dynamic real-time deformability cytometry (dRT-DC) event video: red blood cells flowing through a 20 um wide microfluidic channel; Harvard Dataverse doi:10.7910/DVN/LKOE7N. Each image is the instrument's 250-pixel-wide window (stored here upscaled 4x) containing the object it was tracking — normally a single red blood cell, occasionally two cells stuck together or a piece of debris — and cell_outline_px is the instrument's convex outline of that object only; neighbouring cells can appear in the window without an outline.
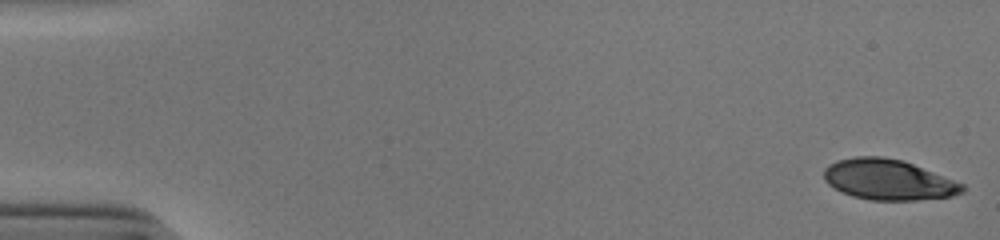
{"species": "human", "species_latin": "Homo sapiens", "temperature_condition": "cold", "stored_images_in_passage": 52, "camera_frame_rate_fps": 3000, "um_per_image_px": 0.085, "donor": {"sex": "male"}, "frame": {"image": 1, "passage_image": 1, "time_ms": 0.0, "image_size_px": [1000, 240], "cell_outline_px": [[964, 192], [952, 196], [916, 200], [872, 200], [852, 196], [840, 192], [828, 184], [824, 180], [824, 168], [828, 164], [836, 160], [856, 156], [884, 156], [904, 160], [964, 184]], "centroid_in_image_um": [75.48, 15.26], "position_along_channel_um": 9.5, "area_um2": 32.95}}
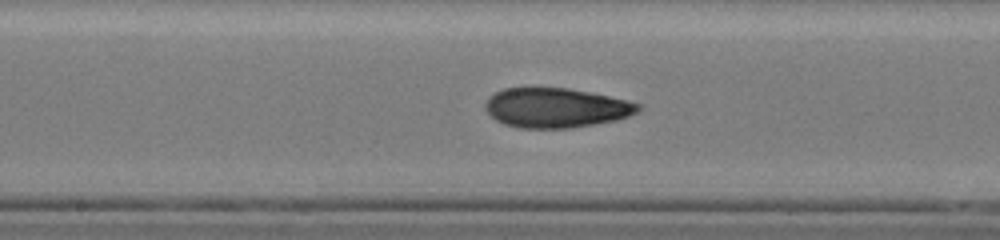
{"frame": {"image": 2, "passage_image": 28, "time_ms": 9.0, "image_size_px": [1000, 240], "cell_outline_px": [[640, 112], [616, 120], [596, 124], [572, 128], [520, 128], [504, 124], [496, 120], [484, 108], [484, 104], [488, 96], [504, 88], [568, 88], [628, 100], [640, 104]], "centroid_in_image_um": [47.25, 9.17], "position_along_channel_um": 200.9, "area_um2": 35.37}}
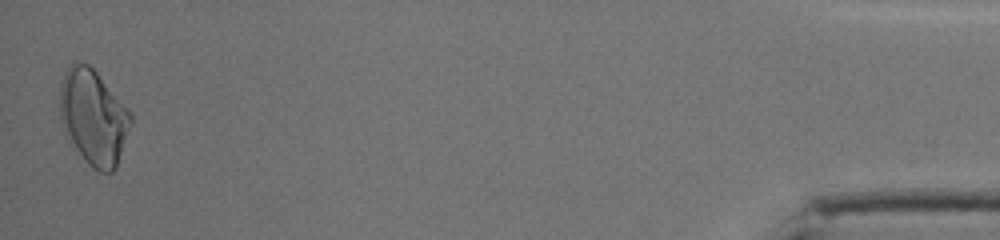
{"frame": {"image": 3, "passage_image": 52, "time_ms": 17.0, "image_size_px": [1000, 240], "cell_outline_px": [[132, 124], [116, 168], [112, 172], [100, 172], [92, 168], [88, 164], [76, 148], [60, 120], [60, 84], [64, 72], [68, 64], [72, 60], [76, 60], [88, 64], [96, 72], [132, 112]], "centroid_in_image_um": [7.96, 9.91], "position_along_channel_um": 427.2, "area_um2": 39.36}, "authors_computed_cell_mechanics": {"area_um2": 34.9979, "velocity_mm_per_s": 3.8956, "shape_relaxation_time_tau1_ms": 5.7918, "shape_relaxation_time_tau2_ms": 2.3479, "deformation_change_tau1": 0.1653, "deformation_change_tau2": 0.0773}}